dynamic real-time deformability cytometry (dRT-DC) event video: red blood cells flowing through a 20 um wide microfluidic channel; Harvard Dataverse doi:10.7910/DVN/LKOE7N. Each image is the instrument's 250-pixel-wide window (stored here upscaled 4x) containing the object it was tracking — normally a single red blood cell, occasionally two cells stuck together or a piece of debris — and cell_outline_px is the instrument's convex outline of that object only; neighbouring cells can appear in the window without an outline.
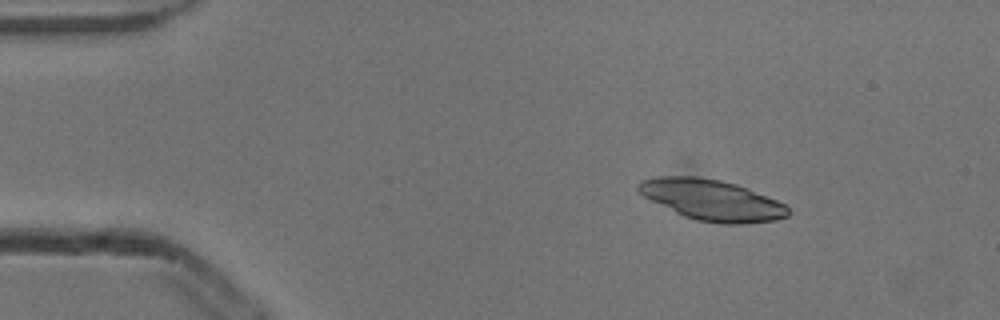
{"species": "common noctule bat (a hibernating species)", "species_latin": "Nyctalus noctula", "temperature_condition": "cold", "stored_images_in_passage": 4, "camera_frame_rate_fps": 3000, "um_per_image_px": 0.085, "animal": {"sex": "male", "body_mass_g": 13.3}, "frame": {"image": 1, "passage_image": 2, "time_ms": 0.333, "image_size_px": [1000, 320], "cell_outline_px": [[792, 212], [788, 216], [776, 220], [740, 224], [720, 224], [696, 220], [684, 216], [636, 192], [636, 184], [640, 180], [660, 176], [696, 176], [720, 180], [736, 184], [776, 200], [784, 204]], "centroid_in_image_um": [60.49, 17.0], "position_along_channel_um": 24.5, "area_um2": 35.49}}